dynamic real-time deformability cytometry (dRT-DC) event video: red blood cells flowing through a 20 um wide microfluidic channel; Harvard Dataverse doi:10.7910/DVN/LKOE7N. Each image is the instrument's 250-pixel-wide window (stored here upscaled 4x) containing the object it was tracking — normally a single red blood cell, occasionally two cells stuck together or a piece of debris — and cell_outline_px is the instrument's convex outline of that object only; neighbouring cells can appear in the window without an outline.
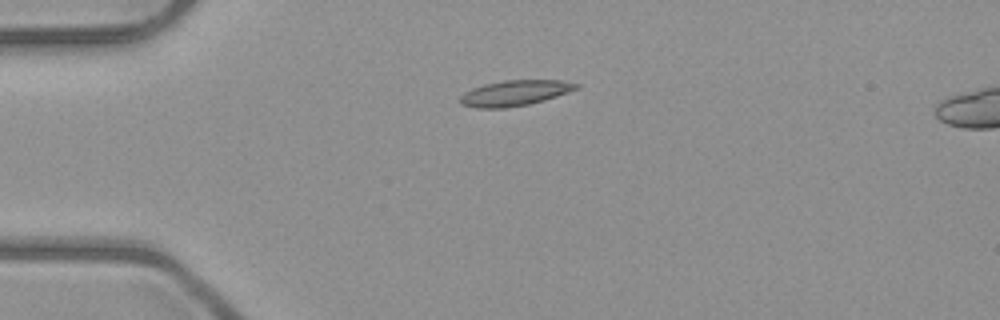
{"species": "common noctule bat (a hibernating species)", "species_latin": "Nyctalus noctula", "temperature_condition": "room temperature", "stored_images_in_passage": 3, "camera_frame_rate_fps": 3000, "um_per_image_px": 0.085, "animal": {"sex": "male", "body_mass_g": 23.1, "forearm_length_mm": 52.7}, "frame": {"image": 1, "passage_image": 1, "time_ms": 0.0, "image_size_px": [1000, 320], "cell_outline_px": [[580, 84], [576, 88], [568, 92], [544, 100], [528, 104], [508, 108], [476, 108], [460, 104], [460, 96], [464, 92], [472, 88], [484, 84], [504, 80], [560, 80]], "centroid_in_image_um": [43.71, 7.91], "position_along_channel_um": 41.3, "area_um2": 17.22}}